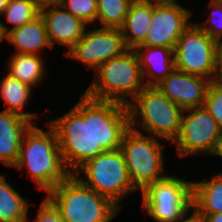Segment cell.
Here are the masks:
<instances>
[{
  "label": "cell",
  "instance_id": "25",
  "mask_svg": "<svg viewBox=\"0 0 222 222\" xmlns=\"http://www.w3.org/2000/svg\"><path fill=\"white\" fill-rule=\"evenodd\" d=\"M57 3L87 25L97 21V0H57Z\"/></svg>",
  "mask_w": 222,
  "mask_h": 222
},
{
  "label": "cell",
  "instance_id": "13",
  "mask_svg": "<svg viewBox=\"0 0 222 222\" xmlns=\"http://www.w3.org/2000/svg\"><path fill=\"white\" fill-rule=\"evenodd\" d=\"M210 80L174 69L156 87L183 110L202 107Z\"/></svg>",
  "mask_w": 222,
  "mask_h": 222
},
{
  "label": "cell",
  "instance_id": "3",
  "mask_svg": "<svg viewBox=\"0 0 222 222\" xmlns=\"http://www.w3.org/2000/svg\"><path fill=\"white\" fill-rule=\"evenodd\" d=\"M127 107L132 129L170 143L178 138L184 110L156 86H145Z\"/></svg>",
  "mask_w": 222,
  "mask_h": 222
},
{
  "label": "cell",
  "instance_id": "7",
  "mask_svg": "<svg viewBox=\"0 0 222 222\" xmlns=\"http://www.w3.org/2000/svg\"><path fill=\"white\" fill-rule=\"evenodd\" d=\"M159 138L138 132L131 127L125 132L120 150L122 151L129 178L140 193L150 184L163 179L164 148ZM160 142V143H159Z\"/></svg>",
  "mask_w": 222,
  "mask_h": 222
},
{
  "label": "cell",
  "instance_id": "36",
  "mask_svg": "<svg viewBox=\"0 0 222 222\" xmlns=\"http://www.w3.org/2000/svg\"><path fill=\"white\" fill-rule=\"evenodd\" d=\"M2 41H4V36L2 35L1 30H0V43H1Z\"/></svg>",
  "mask_w": 222,
  "mask_h": 222
},
{
  "label": "cell",
  "instance_id": "31",
  "mask_svg": "<svg viewBox=\"0 0 222 222\" xmlns=\"http://www.w3.org/2000/svg\"><path fill=\"white\" fill-rule=\"evenodd\" d=\"M203 222H222V213L200 216Z\"/></svg>",
  "mask_w": 222,
  "mask_h": 222
},
{
  "label": "cell",
  "instance_id": "6",
  "mask_svg": "<svg viewBox=\"0 0 222 222\" xmlns=\"http://www.w3.org/2000/svg\"><path fill=\"white\" fill-rule=\"evenodd\" d=\"M85 186L111 199L121 209L124 197L137 190L128 175L124 155L120 149L104 151L87 160L73 173ZM84 175V179L78 177ZM87 179V180H85Z\"/></svg>",
  "mask_w": 222,
  "mask_h": 222
},
{
  "label": "cell",
  "instance_id": "32",
  "mask_svg": "<svg viewBox=\"0 0 222 222\" xmlns=\"http://www.w3.org/2000/svg\"><path fill=\"white\" fill-rule=\"evenodd\" d=\"M151 3H177V0H143Z\"/></svg>",
  "mask_w": 222,
  "mask_h": 222
},
{
  "label": "cell",
  "instance_id": "26",
  "mask_svg": "<svg viewBox=\"0 0 222 222\" xmlns=\"http://www.w3.org/2000/svg\"><path fill=\"white\" fill-rule=\"evenodd\" d=\"M210 9L207 20L202 23H195L201 30L208 34L214 40L222 38V2L219 0H210L207 3Z\"/></svg>",
  "mask_w": 222,
  "mask_h": 222
},
{
  "label": "cell",
  "instance_id": "12",
  "mask_svg": "<svg viewBox=\"0 0 222 222\" xmlns=\"http://www.w3.org/2000/svg\"><path fill=\"white\" fill-rule=\"evenodd\" d=\"M193 12L178 3H152V20L140 46L175 49L177 40L192 23Z\"/></svg>",
  "mask_w": 222,
  "mask_h": 222
},
{
  "label": "cell",
  "instance_id": "27",
  "mask_svg": "<svg viewBox=\"0 0 222 222\" xmlns=\"http://www.w3.org/2000/svg\"><path fill=\"white\" fill-rule=\"evenodd\" d=\"M205 108L216 120L220 130L222 131V77L210 81L205 96Z\"/></svg>",
  "mask_w": 222,
  "mask_h": 222
},
{
  "label": "cell",
  "instance_id": "2",
  "mask_svg": "<svg viewBox=\"0 0 222 222\" xmlns=\"http://www.w3.org/2000/svg\"><path fill=\"white\" fill-rule=\"evenodd\" d=\"M45 124L46 131L33 123L25 132L18 161L13 168L18 171L25 168L29 173L27 176L38 189L48 193L71 173L62 160L56 130L48 121Z\"/></svg>",
  "mask_w": 222,
  "mask_h": 222
},
{
  "label": "cell",
  "instance_id": "34",
  "mask_svg": "<svg viewBox=\"0 0 222 222\" xmlns=\"http://www.w3.org/2000/svg\"><path fill=\"white\" fill-rule=\"evenodd\" d=\"M214 156H219V157L222 158V135H221V138L219 140L218 148H217V151H216Z\"/></svg>",
  "mask_w": 222,
  "mask_h": 222
},
{
  "label": "cell",
  "instance_id": "15",
  "mask_svg": "<svg viewBox=\"0 0 222 222\" xmlns=\"http://www.w3.org/2000/svg\"><path fill=\"white\" fill-rule=\"evenodd\" d=\"M32 124L17 113L0 112V161L7 167L16 165L23 136Z\"/></svg>",
  "mask_w": 222,
  "mask_h": 222
},
{
  "label": "cell",
  "instance_id": "29",
  "mask_svg": "<svg viewBox=\"0 0 222 222\" xmlns=\"http://www.w3.org/2000/svg\"><path fill=\"white\" fill-rule=\"evenodd\" d=\"M217 68L222 77V38L216 41Z\"/></svg>",
  "mask_w": 222,
  "mask_h": 222
},
{
  "label": "cell",
  "instance_id": "10",
  "mask_svg": "<svg viewBox=\"0 0 222 222\" xmlns=\"http://www.w3.org/2000/svg\"><path fill=\"white\" fill-rule=\"evenodd\" d=\"M221 135L216 120L205 106L196 107L184 110L181 131L173 144L179 158L200 153L214 156Z\"/></svg>",
  "mask_w": 222,
  "mask_h": 222
},
{
  "label": "cell",
  "instance_id": "33",
  "mask_svg": "<svg viewBox=\"0 0 222 222\" xmlns=\"http://www.w3.org/2000/svg\"><path fill=\"white\" fill-rule=\"evenodd\" d=\"M9 1L10 0H0V17L3 14V11L5 10Z\"/></svg>",
  "mask_w": 222,
  "mask_h": 222
},
{
  "label": "cell",
  "instance_id": "22",
  "mask_svg": "<svg viewBox=\"0 0 222 222\" xmlns=\"http://www.w3.org/2000/svg\"><path fill=\"white\" fill-rule=\"evenodd\" d=\"M0 173V221L28 222L29 203Z\"/></svg>",
  "mask_w": 222,
  "mask_h": 222
},
{
  "label": "cell",
  "instance_id": "20",
  "mask_svg": "<svg viewBox=\"0 0 222 222\" xmlns=\"http://www.w3.org/2000/svg\"><path fill=\"white\" fill-rule=\"evenodd\" d=\"M32 90L33 88L28 84L20 82L9 73L6 74L0 81V96L7 105L4 111L17 113L36 123L34 119L38 116L37 113L23 111L31 99Z\"/></svg>",
  "mask_w": 222,
  "mask_h": 222
},
{
  "label": "cell",
  "instance_id": "35",
  "mask_svg": "<svg viewBox=\"0 0 222 222\" xmlns=\"http://www.w3.org/2000/svg\"><path fill=\"white\" fill-rule=\"evenodd\" d=\"M37 1H39L41 4L49 2H57V0H37Z\"/></svg>",
  "mask_w": 222,
  "mask_h": 222
},
{
  "label": "cell",
  "instance_id": "5",
  "mask_svg": "<svg viewBox=\"0 0 222 222\" xmlns=\"http://www.w3.org/2000/svg\"><path fill=\"white\" fill-rule=\"evenodd\" d=\"M94 75L92 83L83 93L96 100L128 105L145 87L134 49H128L122 55L101 64Z\"/></svg>",
  "mask_w": 222,
  "mask_h": 222
},
{
  "label": "cell",
  "instance_id": "18",
  "mask_svg": "<svg viewBox=\"0 0 222 222\" xmlns=\"http://www.w3.org/2000/svg\"><path fill=\"white\" fill-rule=\"evenodd\" d=\"M151 20V2L134 0L130 4L124 24L120 27L128 49H135L145 41Z\"/></svg>",
  "mask_w": 222,
  "mask_h": 222
},
{
  "label": "cell",
  "instance_id": "16",
  "mask_svg": "<svg viewBox=\"0 0 222 222\" xmlns=\"http://www.w3.org/2000/svg\"><path fill=\"white\" fill-rule=\"evenodd\" d=\"M134 51L139 60L145 86H156L175 69L172 48L138 46Z\"/></svg>",
  "mask_w": 222,
  "mask_h": 222
},
{
  "label": "cell",
  "instance_id": "14",
  "mask_svg": "<svg viewBox=\"0 0 222 222\" xmlns=\"http://www.w3.org/2000/svg\"><path fill=\"white\" fill-rule=\"evenodd\" d=\"M40 14L44 19L50 46L54 43L68 47L67 52L83 37L88 26L57 2L43 3Z\"/></svg>",
  "mask_w": 222,
  "mask_h": 222
},
{
  "label": "cell",
  "instance_id": "8",
  "mask_svg": "<svg viewBox=\"0 0 222 222\" xmlns=\"http://www.w3.org/2000/svg\"><path fill=\"white\" fill-rule=\"evenodd\" d=\"M142 206L154 222H178L192 211L193 181L167 175L141 192Z\"/></svg>",
  "mask_w": 222,
  "mask_h": 222
},
{
  "label": "cell",
  "instance_id": "24",
  "mask_svg": "<svg viewBox=\"0 0 222 222\" xmlns=\"http://www.w3.org/2000/svg\"><path fill=\"white\" fill-rule=\"evenodd\" d=\"M134 0H97V21L101 27L120 28Z\"/></svg>",
  "mask_w": 222,
  "mask_h": 222
},
{
  "label": "cell",
  "instance_id": "17",
  "mask_svg": "<svg viewBox=\"0 0 222 222\" xmlns=\"http://www.w3.org/2000/svg\"><path fill=\"white\" fill-rule=\"evenodd\" d=\"M4 39L16 47L13 54H36L50 46L44 19L41 14L34 20L9 31Z\"/></svg>",
  "mask_w": 222,
  "mask_h": 222
},
{
  "label": "cell",
  "instance_id": "9",
  "mask_svg": "<svg viewBox=\"0 0 222 222\" xmlns=\"http://www.w3.org/2000/svg\"><path fill=\"white\" fill-rule=\"evenodd\" d=\"M175 69L210 81L221 78L217 68L216 40L194 22L181 34L174 49Z\"/></svg>",
  "mask_w": 222,
  "mask_h": 222
},
{
  "label": "cell",
  "instance_id": "28",
  "mask_svg": "<svg viewBox=\"0 0 222 222\" xmlns=\"http://www.w3.org/2000/svg\"><path fill=\"white\" fill-rule=\"evenodd\" d=\"M34 222H64L60 211L47 198L39 204V209Z\"/></svg>",
  "mask_w": 222,
  "mask_h": 222
},
{
  "label": "cell",
  "instance_id": "1",
  "mask_svg": "<svg viewBox=\"0 0 222 222\" xmlns=\"http://www.w3.org/2000/svg\"><path fill=\"white\" fill-rule=\"evenodd\" d=\"M49 123L56 130L62 160L71 174L99 153L120 149L130 128L126 104L92 99L84 93L70 111Z\"/></svg>",
  "mask_w": 222,
  "mask_h": 222
},
{
  "label": "cell",
  "instance_id": "23",
  "mask_svg": "<svg viewBox=\"0 0 222 222\" xmlns=\"http://www.w3.org/2000/svg\"><path fill=\"white\" fill-rule=\"evenodd\" d=\"M41 5L37 0H10L1 16L6 18V22L12 27L0 21L2 35L5 36L9 31L37 18L40 15Z\"/></svg>",
  "mask_w": 222,
  "mask_h": 222
},
{
  "label": "cell",
  "instance_id": "21",
  "mask_svg": "<svg viewBox=\"0 0 222 222\" xmlns=\"http://www.w3.org/2000/svg\"><path fill=\"white\" fill-rule=\"evenodd\" d=\"M41 55L12 54L8 62V73L20 82L35 88L46 76L45 62Z\"/></svg>",
  "mask_w": 222,
  "mask_h": 222
},
{
  "label": "cell",
  "instance_id": "19",
  "mask_svg": "<svg viewBox=\"0 0 222 222\" xmlns=\"http://www.w3.org/2000/svg\"><path fill=\"white\" fill-rule=\"evenodd\" d=\"M192 210L198 216L222 213V173L211 180L193 181Z\"/></svg>",
  "mask_w": 222,
  "mask_h": 222
},
{
  "label": "cell",
  "instance_id": "4",
  "mask_svg": "<svg viewBox=\"0 0 222 222\" xmlns=\"http://www.w3.org/2000/svg\"><path fill=\"white\" fill-rule=\"evenodd\" d=\"M46 197L64 222H111L121 208L111 199L85 186L74 174L57 184Z\"/></svg>",
  "mask_w": 222,
  "mask_h": 222
},
{
  "label": "cell",
  "instance_id": "30",
  "mask_svg": "<svg viewBox=\"0 0 222 222\" xmlns=\"http://www.w3.org/2000/svg\"><path fill=\"white\" fill-rule=\"evenodd\" d=\"M187 213L178 222H203L202 218L198 216L194 211Z\"/></svg>",
  "mask_w": 222,
  "mask_h": 222
},
{
  "label": "cell",
  "instance_id": "11",
  "mask_svg": "<svg viewBox=\"0 0 222 222\" xmlns=\"http://www.w3.org/2000/svg\"><path fill=\"white\" fill-rule=\"evenodd\" d=\"M128 48L120 28L86 29L83 37L65 55L82 62L89 70L122 55Z\"/></svg>",
  "mask_w": 222,
  "mask_h": 222
}]
</instances>
